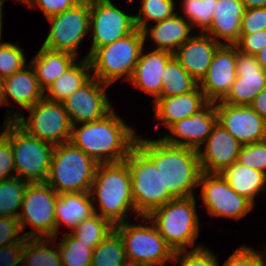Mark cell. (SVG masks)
Returning a JSON list of instances; mask_svg holds the SVG:
<instances>
[{
  "label": "cell",
  "mask_w": 266,
  "mask_h": 266,
  "mask_svg": "<svg viewBox=\"0 0 266 266\" xmlns=\"http://www.w3.org/2000/svg\"><path fill=\"white\" fill-rule=\"evenodd\" d=\"M136 145L160 171L162 186L174 199L195 196L202 173L198 151L166 143L163 139L145 140L137 137Z\"/></svg>",
  "instance_id": "obj_1"
},
{
  "label": "cell",
  "mask_w": 266,
  "mask_h": 266,
  "mask_svg": "<svg viewBox=\"0 0 266 266\" xmlns=\"http://www.w3.org/2000/svg\"><path fill=\"white\" fill-rule=\"evenodd\" d=\"M77 127L72 126L70 142L98 164L125 160L138 137L114 110L103 119Z\"/></svg>",
  "instance_id": "obj_2"
},
{
  "label": "cell",
  "mask_w": 266,
  "mask_h": 266,
  "mask_svg": "<svg viewBox=\"0 0 266 266\" xmlns=\"http://www.w3.org/2000/svg\"><path fill=\"white\" fill-rule=\"evenodd\" d=\"M93 202L98 199L99 213L94 212L103 219L108 220L113 226L127 221L128 212L134 210L131 190V174L126 160L98 164L94 182L90 190ZM130 210V211H129Z\"/></svg>",
  "instance_id": "obj_3"
},
{
  "label": "cell",
  "mask_w": 266,
  "mask_h": 266,
  "mask_svg": "<svg viewBox=\"0 0 266 266\" xmlns=\"http://www.w3.org/2000/svg\"><path fill=\"white\" fill-rule=\"evenodd\" d=\"M98 163L70 141L56 145L46 183L58 195L90 192Z\"/></svg>",
  "instance_id": "obj_4"
},
{
  "label": "cell",
  "mask_w": 266,
  "mask_h": 266,
  "mask_svg": "<svg viewBox=\"0 0 266 266\" xmlns=\"http://www.w3.org/2000/svg\"><path fill=\"white\" fill-rule=\"evenodd\" d=\"M147 218L174 252L194 246L200 226L195 196L168 201Z\"/></svg>",
  "instance_id": "obj_5"
},
{
  "label": "cell",
  "mask_w": 266,
  "mask_h": 266,
  "mask_svg": "<svg viewBox=\"0 0 266 266\" xmlns=\"http://www.w3.org/2000/svg\"><path fill=\"white\" fill-rule=\"evenodd\" d=\"M144 35L136 28L129 35L98 48L90 57L92 77L111 85L125 76L130 80L144 47Z\"/></svg>",
  "instance_id": "obj_6"
},
{
  "label": "cell",
  "mask_w": 266,
  "mask_h": 266,
  "mask_svg": "<svg viewBox=\"0 0 266 266\" xmlns=\"http://www.w3.org/2000/svg\"><path fill=\"white\" fill-rule=\"evenodd\" d=\"M131 174V190L137 217H146L153 210L174 198L162 186L160 171L154 162L135 145L125 158Z\"/></svg>",
  "instance_id": "obj_7"
},
{
  "label": "cell",
  "mask_w": 266,
  "mask_h": 266,
  "mask_svg": "<svg viewBox=\"0 0 266 266\" xmlns=\"http://www.w3.org/2000/svg\"><path fill=\"white\" fill-rule=\"evenodd\" d=\"M139 218L146 224L133 225L127 221L114 226L122 238L127 261L135 266H165L167 261L172 262L173 249L153 223L147 225V216Z\"/></svg>",
  "instance_id": "obj_8"
},
{
  "label": "cell",
  "mask_w": 266,
  "mask_h": 266,
  "mask_svg": "<svg viewBox=\"0 0 266 266\" xmlns=\"http://www.w3.org/2000/svg\"><path fill=\"white\" fill-rule=\"evenodd\" d=\"M30 111L28 119L17 111L7 110V117L26 133L54 146L70 141L72 125L63 103L46 99L36 102ZM11 113V115H10Z\"/></svg>",
  "instance_id": "obj_9"
},
{
  "label": "cell",
  "mask_w": 266,
  "mask_h": 266,
  "mask_svg": "<svg viewBox=\"0 0 266 266\" xmlns=\"http://www.w3.org/2000/svg\"><path fill=\"white\" fill-rule=\"evenodd\" d=\"M59 195L46 182L29 183L26 187L18 219L21 230L30 225L34 229L24 233L26 238H57L55 204Z\"/></svg>",
  "instance_id": "obj_10"
},
{
  "label": "cell",
  "mask_w": 266,
  "mask_h": 266,
  "mask_svg": "<svg viewBox=\"0 0 266 266\" xmlns=\"http://www.w3.org/2000/svg\"><path fill=\"white\" fill-rule=\"evenodd\" d=\"M7 140L13 149L16 177L30 183L45 182L55 146L29 135L16 123L11 126Z\"/></svg>",
  "instance_id": "obj_11"
},
{
  "label": "cell",
  "mask_w": 266,
  "mask_h": 266,
  "mask_svg": "<svg viewBox=\"0 0 266 266\" xmlns=\"http://www.w3.org/2000/svg\"><path fill=\"white\" fill-rule=\"evenodd\" d=\"M46 19L51 28L42 46L77 56L80 42L90 31V0H82L73 8Z\"/></svg>",
  "instance_id": "obj_12"
},
{
  "label": "cell",
  "mask_w": 266,
  "mask_h": 266,
  "mask_svg": "<svg viewBox=\"0 0 266 266\" xmlns=\"http://www.w3.org/2000/svg\"><path fill=\"white\" fill-rule=\"evenodd\" d=\"M135 29L134 16L120 10L111 0H90L89 33L92 32L93 40L86 58L98 48L129 35Z\"/></svg>",
  "instance_id": "obj_13"
},
{
  "label": "cell",
  "mask_w": 266,
  "mask_h": 266,
  "mask_svg": "<svg viewBox=\"0 0 266 266\" xmlns=\"http://www.w3.org/2000/svg\"><path fill=\"white\" fill-rule=\"evenodd\" d=\"M198 186L207 212L215 217L239 219L251 211L254 204L237 194L219 173L202 172Z\"/></svg>",
  "instance_id": "obj_14"
},
{
  "label": "cell",
  "mask_w": 266,
  "mask_h": 266,
  "mask_svg": "<svg viewBox=\"0 0 266 266\" xmlns=\"http://www.w3.org/2000/svg\"><path fill=\"white\" fill-rule=\"evenodd\" d=\"M108 86L92 77L62 102L72 126L103 119L113 110L106 95Z\"/></svg>",
  "instance_id": "obj_15"
},
{
  "label": "cell",
  "mask_w": 266,
  "mask_h": 266,
  "mask_svg": "<svg viewBox=\"0 0 266 266\" xmlns=\"http://www.w3.org/2000/svg\"><path fill=\"white\" fill-rule=\"evenodd\" d=\"M218 122L242 145L266 139V120L249 105L215 102Z\"/></svg>",
  "instance_id": "obj_16"
},
{
  "label": "cell",
  "mask_w": 266,
  "mask_h": 266,
  "mask_svg": "<svg viewBox=\"0 0 266 266\" xmlns=\"http://www.w3.org/2000/svg\"><path fill=\"white\" fill-rule=\"evenodd\" d=\"M218 122L215 102H207L191 117L184 118L172 124L168 130L171 132L162 137L166 143L191 148L202 149L213 127ZM179 138V139H178Z\"/></svg>",
  "instance_id": "obj_17"
},
{
  "label": "cell",
  "mask_w": 266,
  "mask_h": 266,
  "mask_svg": "<svg viewBox=\"0 0 266 266\" xmlns=\"http://www.w3.org/2000/svg\"><path fill=\"white\" fill-rule=\"evenodd\" d=\"M236 79L222 102L231 105H250L266 87V70L256 56L245 54L236 47Z\"/></svg>",
  "instance_id": "obj_18"
},
{
  "label": "cell",
  "mask_w": 266,
  "mask_h": 266,
  "mask_svg": "<svg viewBox=\"0 0 266 266\" xmlns=\"http://www.w3.org/2000/svg\"><path fill=\"white\" fill-rule=\"evenodd\" d=\"M236 46L221 45L199 87L208 102L222 101L236 79Z\"/></svg>",
  "instance_id": "obj_19"
},
{
  "label": "cell",
  "mask_w": 266,
  "mask_h": 266,
  "mask_svg": "<svg viewBox=\"0 0 266 266\" xmlns=\"http://www.w3.org/2000/svg\"><path fill=\"white\" fill-rule=\"evenodd\" d=\"M205 151L198 150L200 168L205 173H221L237 161L242 144L219 122L205 141Z\"/></svg>",
  "instance_id": "obj_20"
},
{
  "label": "cell",
  "mask_w": 266,
  "mask_h": 266,
  "mask_svg": "<svg viewBox=\"0 0 266 266\" xmlns=\"http://www.w3.org/2000/svg\"><path fill=\"white\" fill-rule=\"evenodd\" d=\"M221 45L205 33L196 34L174 52V57L195 80L200 82Z\"/></svg>",
  "instance_id": "obj_21"
},
{
  "label": "cell",
  "mask_w": 266,
  "mask_h": 266,
  "mask_svg": "<svg viewBox=\"0 0 266 266\" xmlns=\"http://www.w3.org/2000/svg\"><path fill=\"white\" fill-rule=\"evenodd\" d=\"M143 52L144 48L129 82L136 88L149 93L155 101L161 93L164 68L174 57V53L156 49L146 54Z\"/></svg>",
  "instance_id": "obj_22"
},
{
  "label": "cell",
  "mask_w": 266,
  "mask_h": 266,
  "mask_svg": "<svg viewBox=\"0 0 266 266\" xmlns=\"http://www.w3.org/2000/svg\"><path fill=\"white\" fill-rule=\"evenodd\" d=\"M245 6L241 0H217L211 26L204 32L222 45H235L240 39ZM225 41H219L220 39Z\"/></svg>",
  "instance_id": "obj_23"
},
{
  "label": "cell",
  "mask_w": 266,
  "mask_h": 266,
  "mask_svg": "<svg viewBox=\"0 0 266 266\" xmlns=\"http://www.w3.org/2000/svg\"><path fill=\"white\" fill-rule=\"evenodd\" d=\"M154 103L156 120L161 121L165 128L182 120L198 110L208 101L199 85L192 91L178 96L158 97Z\"/></svg>",
  "instance_id": "obj_24"
},
{
  "label": "cell",
  "mask_w": 266,
  "mask_h": 266,
  "mask_svg": "<svg viewBox=\"0 0 266 266\" xmlns=\"http://www.w3.org/2000/svg\"><path fill=\"white\" fill-rule=\"evenodd\" d=\"M44 94L45 91L41 88L30 63L5 78L4 105L9 104L11 97L21 108L27 110L44 98Z\"/></svg>",
  "instance_id": "obj_25"
},
{
  "label": "cell",
  "mask_w": 266,
  "mask_h": 266,
  "mask_svg": "<svg viewBox=\"0 0 266 266\" xmlns=\"http://www.w3.org/2000/svg\"><path fill=\"white\" fill-rule=\"evenodd\" d=\"M192 29L191 24L183 16H179L177 12L172 17L157 22L151 28L150 26L146 27L142 32L144 40L150 39L156 44V50L174 53L193 36L192 34L189 35Z\"/></svg>",
  "instance_id": "obj_26"
},
{
  "label": "cell",
  "mask_w": 266,
  "mask_h": 266,
  "mask_svg": "<svg viewBox=\"0 0 266 266\" xmlns=\"http://www.w3.org/2000/svg\"><path fill=\"white\" fill-rule=\"evenodd\" d=\"M90 192L60 194L55 204L57 235L60 224L74 229L81 221L89 218L94 212V202Z\"/></svg>",
  "instance_id": "obj_27"
},
{
  "label": "cell",
  "mask_w": 266,
  "mask_h": 266,
  "mask_svg": "<svg viewBox=\"0 0 266 266\" xmlns=\"http://www.w3.org/2000/svg\"><path fill=\"white\" fill-rule=\"evenodd\" d=\"M76 60V56L71 53L54 51L42 46L29 63L41 88L46 91Z\"/></svg>",
  "instance_id": "obj_28"
},
{
  "label": "cell",
  "mask_w": 266,
  "mask_h": 266,
  "mask_svg": "<svg viewBox=\"0 0 266 266\" xmlns=\"http://www.w3.org/2000/svg\"><path fill=\"white\" fill-rule=\"evenodd\" d=\"M220 175L239 195L246 197L254 205L255 197L266 187V174L237 162L225 168Z\"/></svg>",
  "instance_id": "obj_29"
},
{
  "label": "cell",
  "mask_w": 266,
  "mask_h": 266,
  "mask_svg": "<svg viewBox=\"0 0 266 266\" xmlns=\"http://www.w3.org/2000/svg\"><path fill=\"white\" fill-rule=\"evenodd\" d=\"M71 65L65 73L57 78L46 90L44 97L48 100L62 103L70 94L84 86L91 78L89 58Z\"/></svg>",
  "instance_id": "obj_30"
},
{
  "label": "cell",
  "mask_w": 266,
  "mask_h": 266,
  "mask_svg": "<svg viewBox=\"0 0 266 266\" xmlns=\"http://www.w3.org/2000/svg\"><path fill=\"white\" fill-rule=\"evenodd\" d=\"M162 89L159 97L178 96L194 90L199 82L195 80L173 57L164 68Z\"/></svg>",
  "instance_id": "obj_31"
},
{
  "label": "cell",
  "mask_w": 266,
  "mask_h": 266,
  "mask_svg": "<svg viewBox=\"0 0 266 266\" xmlns=\"http://www.w3.org/2000/svg\"><path fill=\"white\" fill-rule=\"evenodd\" d=\"M53 238H26L22 254V266H62L60 251L46 245L52 244ZM46 244V245H45Z\"/></svg>",
  "instance_id": "obj_32"
},
{
  "label": "cell",
  "mask_w": 266,
  "mask_h": 266,
  "mask_svg": "<svg viewBox=\"0 0 266 266\" xmlns=\"http://www.w3.org/2000/svg\"><path fill=\"white\" fill-rule=\"evenodd\" d=\"M126 262L122 238L114 229L94 248L91 266H120Z\"/></svg>",
  "instance_id": "obj_33"
},
{
  "label": "cell",
  "mask_w": 266,
  "mask_h": 266,
  "mask_svg": "<svg viewBox=\"0 0 266 266\" xmlns=\"http://www.w3.org/2000/svg\"><path fill=\"white\" fill-rule=\"evenodd\" d=\"M30 182L13 177L0 181V217L18 218L19 209L22 206V201L27 185Z\"/></svg>",
  "instance_id": "obj_34"
},
{
  "label": "cell",
  "mask_w": 266,
  "mask_h": 266,
  "mask_svg": "<svg viewBox=\"0 0 266 266\" xmlns=\"http://www.w3.org/2000/svg\"><path fill=\"white\" fill-rule=\"evenodd\" d=\"M57 247L60 251L62 266H91L94 248L76 238L72 233H64Z\"/></svg>",
  "instance_id": "obj_35"
},
{
  "label": "cell",
  "mask_w": 266,
  "mask_h": 266,
  "mask_svg": "<svg viewBox=\"0 0 266 266\" xmlns=\"http://www.w3.org/2000/svg\"><path fill=\"white\" fill-rule=\"evenodd\" d=\"M113 230L114 226L108 220L94 213L89 218L81 221L71 233L82 242L95 248Z\"/></svg>",
  "instance_id": "obj_36"
},
{
  "label": "cell",
  "mask_w": 266,
  "mask_h": 266,
  "mask_svg": "<svg viewBox=\"0 0 266 266\" xmlns=\"http://www.w3.org/2000/svg\"><path fill=\"white\" fill-rule=\"evenodd\" d=\"M142 5L138 15L134 16L136 28L143 31L148 27V22H161L172 17L176 12L174 0H141Z\"/></svg>",
  "instance_id": "obj_37"
},
{
  "label": "cell",
  "mask_w": 266,
  "mask_h": 266,
  "mask_svg": "<svg viewBox=\"0 0 266 266\" xmlns=\"http://www.w3.org/2000/svg\"><path fill=\"white\" fill-rule=\"evenodd\" d=\"M217 0H183L184 18L191 24L192 28H201L204 33L213 20Z\"/></svg>",
  "instance_id": "obj_38"
},
{
  "label": "cell",
  "mask_w": 266,
  "mask_h": 266,
  "mask_svg": "<svg viewBox=\"0 0 266 266\" xmlns=\"http://www.w3.org/2000/svg\"><path fill=\"white\" fill-rule=\"evenodd\" d=\"M178 260L180 261V266H218L216 255L200 244L189 251H175L172 260L173 264H176Z\"/></svg>",
  "instance_id": "obj_39"
},
{
  "label": "cell",
  "mask_w": 266,
  "mask_h": 266,
  "mask_svg": "<svg viewBox=\"0 0 266 266\" xmlns=\"http://www.w3.org/2000/svg\"><path fill=\"white\" fill-rule=\"evenodd\" d=\"M26 63L23 50L12 43L0 46V76L3 78L21 70Z\"/></svg>",
  "instance_id": "obj_40"
},
{
  "label": "cell",
  "mask_w": 266,
  "mask_h": 266,
  "mask_svg": "<svg viewBox=\"0 0 266 266\" xmlns=\"http://www.w3.org/2000/svg\"><path fill=\"white\" fill-rule=\"evenodd\" d=\"M236 162L266 174V139L242 145Z\"/></svg>",
  "instance_id": "obj_41"
},
{
  "label": "cell",
  "mask_w": 266,
  "mask_h": 266,
  "mask_svg": "<svg viewBox=\"0 0 266 266\" xmlns=\"http://www.w3.org/2000/svg\"><path fill=\"white\" fill-rule=\"evenodd\" d=\"M264 255H266V249L261 253L243 245L229 256L223 266H266Z\"/></svg>",
  "instance_id": "obj_42"
},
{
  "label": "cell",
  "mask_w": 266,
  "mask_h": 266,
  "mask_svg": "<svg viewBox=\"0 0 266 266\" xmlns=\"http://www.w3.org/2000/svg\"><path fill=\"white\" fill-rule=\"evenodd\" d=\"M20 222L14 217H0V247L14 243H24L26 237L21 233Z\"/></svg>",
  "instance_id": "obj_43"
},
{
  "label": "cell",
  "mask_w": 266,
  "mask_h": 266,
  "mask_svg": "<svg viewBox=\"0 0 266 266\" xmlns=\"http://www.w3.org/2000/svg\"><path fill=\"white\" fill-rule=\"evenodd\" d=\"M260 30H266V7L245 9L240 34H250Z\"/></svg>",
  "instance_id": "obj_44"
},
{
  "label": "cell",
  "mask_w": 266,
  "mask_h": 266,
  "mask_svg": "<svg viewBox=\"0 0 266 266\" xmlns=\"http://www.w3.org/2000/svg\"><path fill=\"white\" fill-rule=\"evenodd\" d=\"M82 0H27V7H39L46 18L73 8Z\"/></svg>",
  "instance_id": "obj_45"
},
{
  "label": "cell",
  "mask_w": 266,
  "mask_h": 266,
  "mask_svg": "<svg viewBox=\"0 0 266 266\" xmlns=\"http://www.w3.org/2000/svg\"><path fill=\"white\" fill-rule=\"evenodd\" d=\"M235 46L240 52L255 56L266 46V30L250 34H240V39Z\"/></svg>",
  "instance_id": "obj_46"
},
{
  "label": "cell",
  "mask_w": 266,
  "mask_h": 266,
  "mask_svg": "<svg viewBox=\"0 0 266 266\" xmlns=\"http://www.w3.org/2000/svg\"><path fill=\"white\" fill-rule=\"evenodd\" d=\"M13 177H16L13 149L11 143L6 140L0 146V181Z\"/></svg>",
  "instance_id": "obj_47"
},
{
  "label": "cell",
  "mask_w": 266,
  "mask_h": 266,
  "mask_svg": "<svg viewBox=\"0 0 266 266\" xmlns=\"http://www.w3.org/2000/svg\"><path fill=\"white\" fill-rule=\"evenodd\" d=\"M24 243H14L0 247V266H17L22 263Z\"/></svg>",
  "instance_id": "obj_48"
},
{
  "label": "cell",
  "mask_w": 266,
  "mask_h": 266,
  "mask_svg": "<svg viewBox=\"0 0 266 266\" xmlns=\"http://www.w3.org/2000/svg\"><path fill=\"white\" fill-rule=\"evenodd\" d=\"M249 106L266 120V87L254 98Z\"/></svg>",
  "instance_id": "obj_49"
},
{
  "label": "cell",
  "mask_w": 266,
  "mask_h": 266,
  "mask_svg": "<svg viewBox=\"0 0 266 266\" xmlns=\"http://www.w3.org/2000/svg\"><path fill=\"white\" fill-rule=\"evenodd\" d=\"M15 123V120L6 118L4 121L3 132L0 133V146L8 139L11 126Z\"/></svg>",
  "instance_id": "obj_50"
},
{
  "label": "cell",
  "mask_w": 266,
  "mask_h": 266,
  "mask_svg": "<svg viewBox=\"0 0 266 266\" xmlns=\"http://www.w3.org/2000/svg\"><path fill=\"white\" fill-rule=\"evenodd\" d=\"M245 9H256L259 7H266V0H241Z\"/></svg>",
  "instance_id": "obj_51"
},
{
  "label": "cell",
  "mask_w": 266,
  "mask_h": 266,
  "mask_svg": "<svg viewBox=\"0 0 266 266\" xmlns=\"http://www.w3.org/2000/svg\"><path fill=\"white\" fill-rule=\"evenodd\" d=\"M257 62L266 70V46L262 48L256 55Z\"/></svg>",
  "instance_id": "obj_52"
},
{
  "label": "cell",
  "mask_w": 266,
  "mask_h": 266,
  "mask_svg": "<svg viewBox=\"0 0 266 266\" xmlns=\"http://www.w3.org/2000/svg\"><path fill=\"white\" fill-rule=\"evenodd\" d=\"M4 84L5 78L0 76V106L4 105Z\"/></svg>",
  "instance_id": "obj_53"
},
{
  "label": "cell",
  "mask_w": 266,
  "mask_h": 266,
  "mask_svg": "<svg viewBox=\"0 0 266 266\" xmlns=\"http://www.w3.org/2000/svg\"><path fill=\"white\" fill-rule=\"evenodd\" d=\"M2 18H3V14H0V41H1V36H2ZM7 42L5 43H0V46L5 45Z\"/></svg>",
  "instance_id": "obj_54"
},
{
  "label": "cell",
  "mask_w": 266,
  "mask_h": 266,
  "mask_svg": "<svg viewBox=\"0 0 266 266\" xmlns=\"http://www.w3.org/2000/svg\"><path fill=\"white\" fill-rule=\"evenodd\" d=\"M5 2V0H0V14H2V5H3V3Z\"/></svg>",
  "instance_id": "obj_55"
},
{
  "label": "cell",
  "mask_w": 266,
  "mask_h": 266,
  "mask_svg": "<svg viewBox=\"0 0 266 266\" xmlns=\"http://www.w3.org/2000/svg\"><path fill=\"white\" fill-rule=\"evenodd\" d=\"M120 266H135V265H132L129 261H127L126 263L120 265Z\"/></svg>",
  "instance_id": "obj_56"
},
{
  "label": "cell",
  "mask_w": 266,
  "mask_h": 266,
  "mask_svg": "<svg viewBox=\"0 0 266 266\" xmlns=\"http://www.w3.org/2000/svg\"><path fill=\"white\" fill-rule=\"evenodd\" d=\"M17 1H19V2L24 4L27 0H17Z\"/></svg>",
  "instance_id": "obj_57"
}]
</instances>
